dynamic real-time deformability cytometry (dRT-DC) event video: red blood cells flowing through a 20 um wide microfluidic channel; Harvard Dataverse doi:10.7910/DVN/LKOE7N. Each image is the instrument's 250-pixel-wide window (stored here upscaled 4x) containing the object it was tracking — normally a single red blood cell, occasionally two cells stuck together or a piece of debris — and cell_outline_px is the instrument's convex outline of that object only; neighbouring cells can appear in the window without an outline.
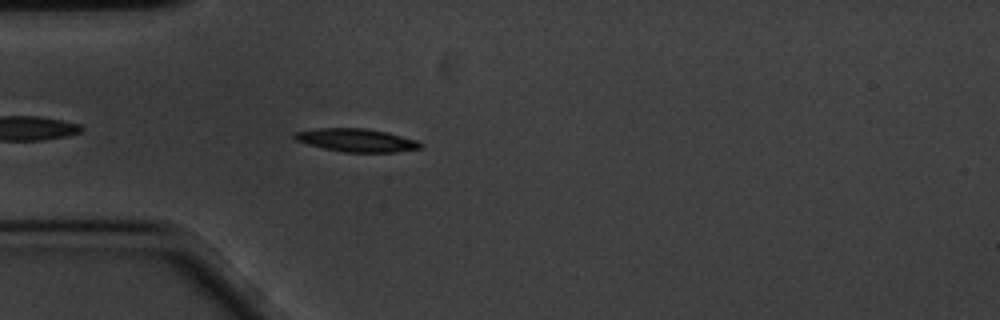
{"species": "common noctule bat (a hibernating species)", "species_latin": "Nyctalus noctula", "temperature_condition": "cold", "stored_images_in_passage": 47, "camera_frame_rate_fps": 3000, "um_per_image_px": 0.085, "animal": {"sex": "male", "body_mass_g": 20.1, "forearm_length_mm": 53.5}, "frame": {"image": 1, "passage_image": 5, "time_ms": 1.333, "image_size_px": [1000, 320], "cell_outline_px": [[424, 148], [396, 152], [344, 152], [324, 148], [308, 144], [296, 140], [292, 136], [296, 132], [316, 128], [364, 128], [388, 132], [416, 140], [424, 144]], "centroid_in_image_um": [30.35, 11.92], "position_along_channel_um": 54.7, "area_um2": 16.99}}
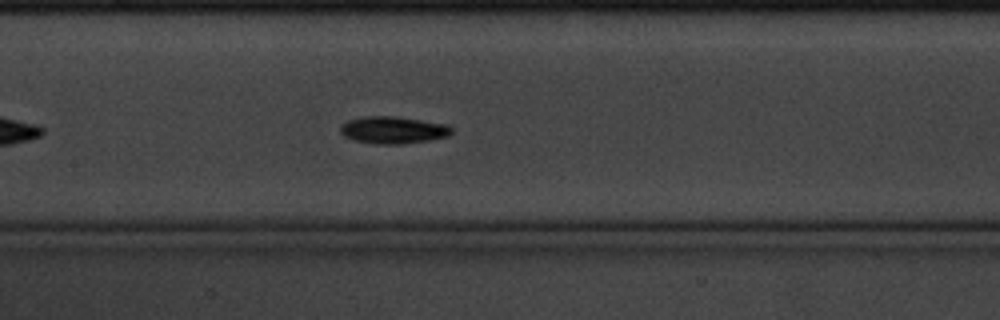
{"frame": {"image": 2, "passage_image": 16, "time_ms": 5.0, "image_size_px": [1000, 320], "cell_outline_px": [[452, 132], [448, 136], [428, 140], [400, 144], [376, 144], [352, 140], [344, 136], [340, 132], [340, 128], [348, 120], [364, 116], [396, 116], [448, 124], [452, 128]], "centroid_in_image_um": [33.42, 11.05], "position_along_channel_um": 174.0, "area_um2": 17.63}}
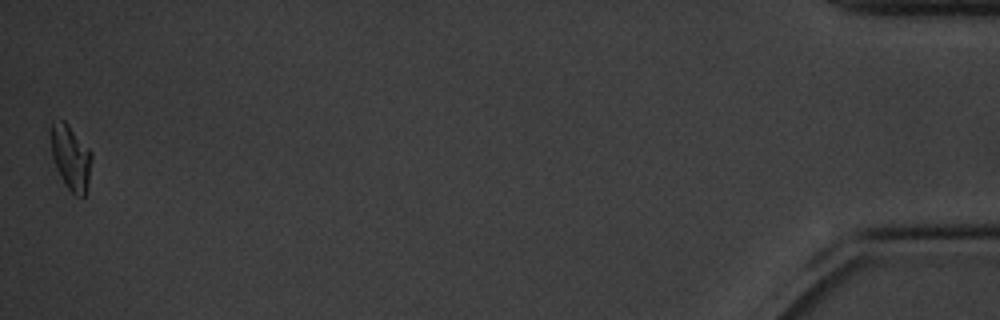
{"frame": {"image": 3, "passage_image": 47, "time_ms": 15.333, "image_size_px": [1000, 320], "cell_outline_px": [[92, 160], [88, 184], [84, 196], [76, 196], [64, 184], [56, 168], [52, 156], [48, 132], [52, 120], [64, 120], [68, 124], [92, 152]], "centroid_in_image_um": [5.98, 13.34], "position_along_channel_um": 429.2, "area_um2": 15.78}, "authors_computed_cell_mechanics": {"area_um2": 16.0684, "velocity_mm_per_s": 3.3823, "shape_relaxation_time_tau1_ms": 2.7029, "shape_relaxation_time_tau2_ms": 9.5977, "deformation_change_tau1": 0.1109, "deformation_change_tau2": 0.1333}}